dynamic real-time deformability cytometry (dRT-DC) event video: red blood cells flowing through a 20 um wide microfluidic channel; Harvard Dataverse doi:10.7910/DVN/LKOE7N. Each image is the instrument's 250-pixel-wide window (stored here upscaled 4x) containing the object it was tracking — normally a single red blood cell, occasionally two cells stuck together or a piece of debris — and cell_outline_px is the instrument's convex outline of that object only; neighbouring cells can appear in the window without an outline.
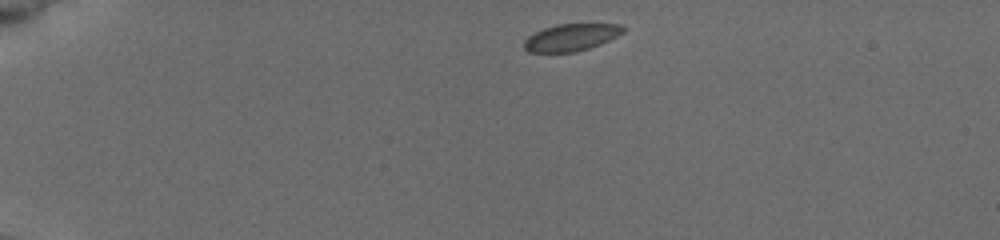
{"species": "common noctule bat (a hibernating species)", "species_latin": "Nyctalus noctula", "temperature_condition": "cold", "stored_images_in_passage": 65, "camera_frame_rate_fps": 3000, "um_per_image_px": 0.085, "animal": {"sex": "female", "body_mass_g": 19.5, "forearm_length_mm": 54.1}, "frame": {"image": 1, "passage_image": 1, "time_ms": 0.0, "image_size_px": [1000, 240], "cell_outline_px": [[628, 28], [624, 32], [600, 44], [576, 52], [528, 52], [524, 48], [524, 40], [528, 36], [544, 28], [556, 24], [624, 24]], "centroid_in_image_um": [48.57, 3.17], "position_along_channel_um": 36.4, "area_um2": 15.66}}
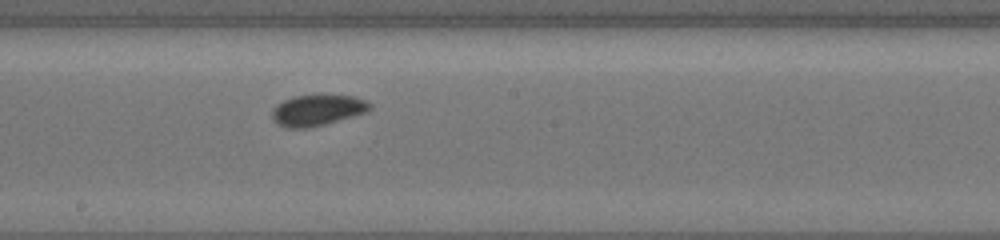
{"frame": {"image": 2, "passage_image": 28, "time_ms": 6.667, "image_size_px": [1000, 240], "cell_outline_px": [[372, 108], [364, 112], [352, 116], [320, 124], [300, 128], [288, 128], [280, 124], [272, 116], [272, 108], [276, 104], [292, 96], [320, 92], [324, 92], [352, 96], [364, 100], [372, 104]], "centroid_in_image_um": [26.97, 9.28], "position_along_channel_um": 221.2, "area_um2": 17.8}}
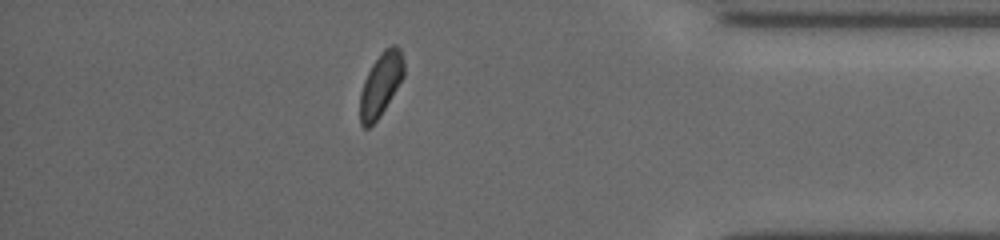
{"frame": {"image": 3, "passage_image": 54, "time_ms": 12.0, "image_size_px": [1000, 240], "cell_outline_px": [[404, 76], [380, 116], [368, 128], [364, 128], [360, 124], [360, 92], [364, 80], [372, 64], [384, 48], [392, 44], [396, 44], [400, 48], [404, 60]], "centroid_in_image_um": [32.37, 7.15], "position_along_channel_um": 402.8, "area_um2": 16.24}, "authors_computed_cell_mechanics": {"area_um2": 16.5886, "velocity_mm_per_s": 3.8551, "shape_relaxation_time_tau1_ms": 2.2471, "shape_relaxation_time_tau2_ms": null, "deformation_change_tau1": 0.0394, "deformation_change_tau2": null}}